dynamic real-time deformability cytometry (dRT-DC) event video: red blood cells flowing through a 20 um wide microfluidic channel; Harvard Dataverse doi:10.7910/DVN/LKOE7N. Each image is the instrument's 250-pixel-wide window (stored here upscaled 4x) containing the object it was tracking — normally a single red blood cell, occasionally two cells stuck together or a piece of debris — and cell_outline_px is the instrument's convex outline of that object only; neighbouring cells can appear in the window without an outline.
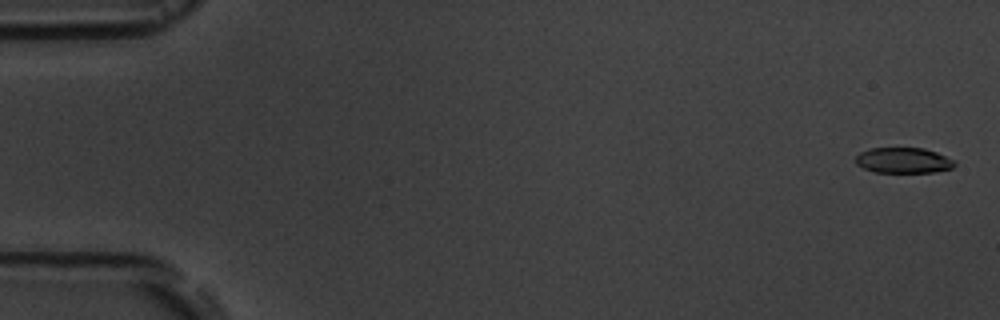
{"species": "common noctule bat (a hibernating species)", "species_latin": "Nyctalus noctula", "temperature_condition": "room temperature", "stored_images_in_passage": 5, "segment_of_instrument_passage": [1, 2], "camera_frame_rate_fps": 3000, "um_per_image_px": 0.085, "animal": {"sex": "male", "body_mass_g": 19.5, "forearm_length_mm": 54.6}, "frame": {"image": 1, "passage_image": 1, "time_ms": 0.0, "image_size_px": [1000, 320], "cell_outline_px": [[956, 164], [952, 168], [932, 172], [876, 172], [864, 168], [856, 164], [856, 156], [860, 152], [868, 148], [924, 148], [936, 152], [956, 160]], "centroid_in_image_um": [76.8, 13.62], "position_along_channel_um": 8.2, "area_um2": 14.74}}
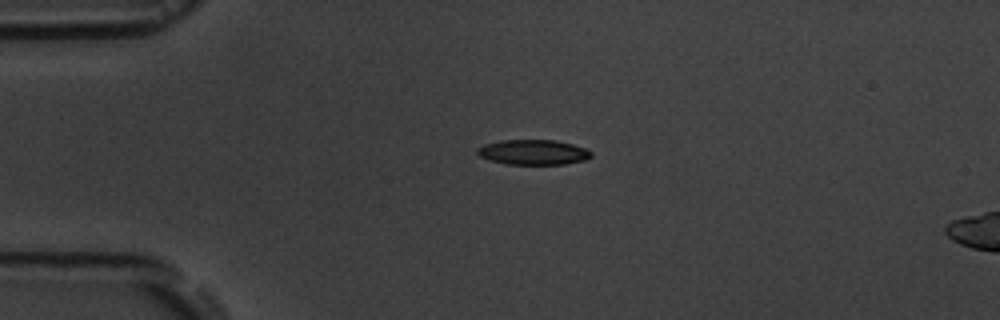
{"frame": {"image": 2, "passage_image": 4, "time_ms": 4.0, "image_size_px": [1000, 320], "cell_outline_px": [[592, 156], [584, 160], [564, 164], [508, 164], [488, 160], [480, 156], [476, 152], [476, 148], [484, 144], [500, 140], [556, 140], [572, 144], [584, 148], [592, 152]], "centroid_in_image_um": [45.29, 12.93], "position_along_channel_um": 39.7, "area_um2": 16.65}}